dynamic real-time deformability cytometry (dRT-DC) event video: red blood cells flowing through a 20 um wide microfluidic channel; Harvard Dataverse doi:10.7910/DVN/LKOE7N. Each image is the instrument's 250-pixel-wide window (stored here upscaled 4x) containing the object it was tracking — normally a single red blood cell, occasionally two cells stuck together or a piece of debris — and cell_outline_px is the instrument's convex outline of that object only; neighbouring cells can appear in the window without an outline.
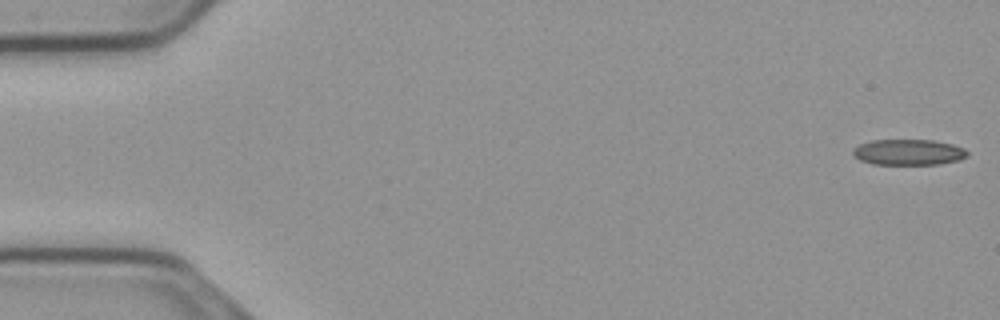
{"species": "common noctule bat (a hibernating species)", "species_latin": "Nyctalus noctula", "temperature_condition": "cold", "stored_images_in_passage": 55, "camera_frame_rate_fps": 3000, "um_per_image_px": 0.085, "animal": {"sex": "male", "body_mass_g": 23.1, "forearm_length_mm": 52.7}, "frame": {"image": 1, "passage_image": 1, "time_ms": 0.0, "image_size_px": [1000, 320], "cell_outline_px": [[968, 156], [956, 160], [940, 164], [872, 164], [860, 160], [852, 152], [852, 148], [860, 144], [872, 140], [932, 140], [952, 144], [964, 148], [968, 152]], "centroid_in_image_um": [77.21, 12.93], "position_along_channel_um": 7.8, "area_um2": 17.11}}
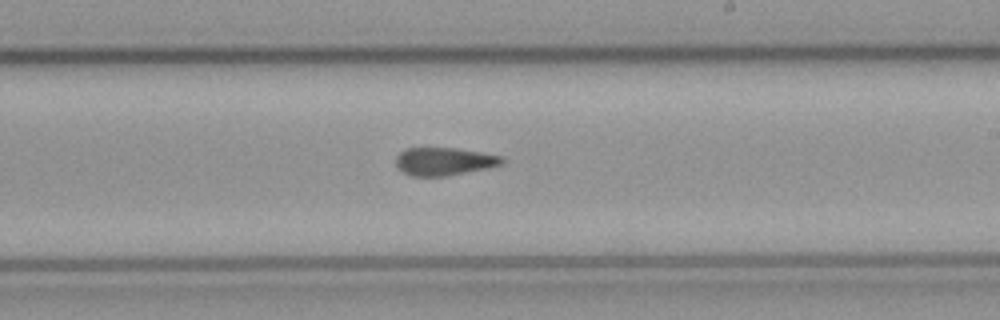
{"frame": {"image": 2, "passage_image": 32, "time_ms": 10.333, "image_size_px": [1000, 320], "cell_outline_px": [[504, 164], [488, 168], [448, 176], [412, 176], [404, 172], [396, 164], [396, 156], [404, 148], [456, 148], [500, 156], [504, 160]], "centroid_in_image_um": [37.74, 13.72], "position_along_channel_um": 251.3, "area_um2": 17.17}}
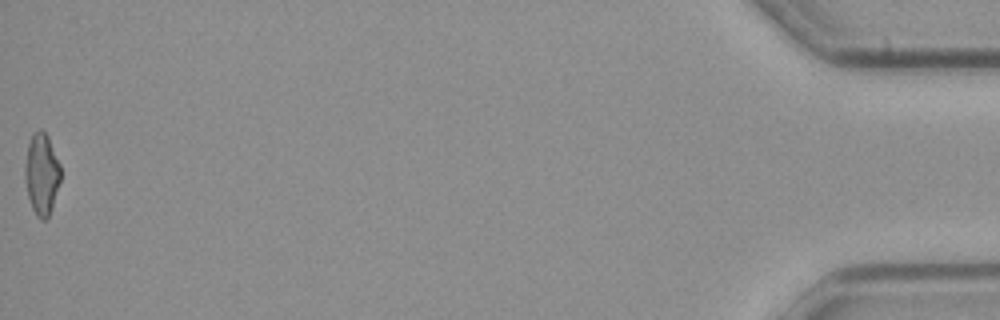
{"frame": {"image": 3, "passage_image": 55, "time_ms": 18.0, "image_size_px": [1000, 320], "cell_outline_px": [[60, 180], [52, 208], [48, 220], [40, 220], [36, 216], [32, 208], [28, 196], [24, 180], [24, 168], [28, 144], [32, 132], [40, 128], [48, 136], [60, 164]], "centroid_in_image_um": [3.53, 14.8], "position_along_channel_um": 431.7, "area_um2": 17.17}, "authors_computed_cell_mechanics": {"area_um2": 17.8602, "velocity_mm_per_s": 3.73, "shape_relaxation_time_tau1_ms": null, "shape_relaxation_time_tau2_ms": 3.6647, "deformation_change_tau1": null, "deformation_change_tau2": 0.1011}}